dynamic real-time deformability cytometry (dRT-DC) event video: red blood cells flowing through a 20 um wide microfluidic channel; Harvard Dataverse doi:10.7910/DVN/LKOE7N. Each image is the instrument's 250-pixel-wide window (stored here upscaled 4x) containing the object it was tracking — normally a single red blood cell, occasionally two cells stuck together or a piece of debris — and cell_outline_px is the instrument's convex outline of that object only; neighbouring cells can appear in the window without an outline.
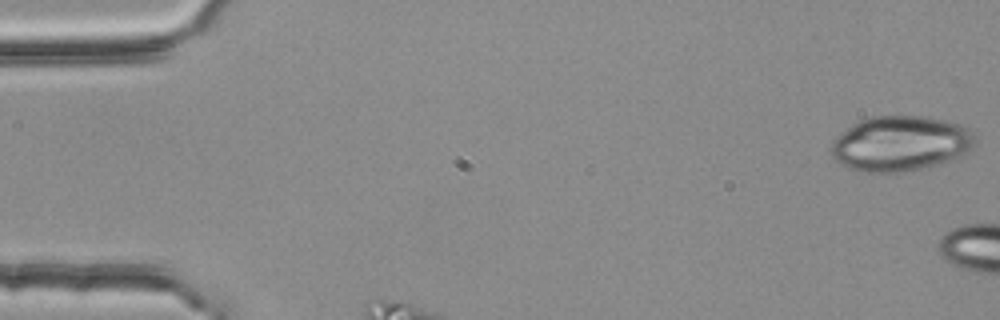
{"species": "common noctule bat (a hibernating species)", "species_latin": "Nyctalus noctula", "temperature_condition": "room temperature", "stored_images_in_passage": 5, "camera_frame_rate_fps": 3000, "um_per_image_px": 0.085, "animal": {"sex": "female", "body_mass_g": 25.1}, "frame": {"image": 1, "passage_image": 1, "time_ms": 0.0, "image_size_px": [1000, 320], "cell_outline_px": [[976, 140], [964, 156], [956, 160], [904, 172], [856, 172], [840, 164], [832, 156], [832, 140], [836, 136], [852, 124], [868, 116], [924, 116], [944, 120], [960, 124], [968, 128], [972, 132]], "centroid_in_image_um": [76.53, 12.21], "position_along_channel_um": 8.5, "area_um2": 46.7}}